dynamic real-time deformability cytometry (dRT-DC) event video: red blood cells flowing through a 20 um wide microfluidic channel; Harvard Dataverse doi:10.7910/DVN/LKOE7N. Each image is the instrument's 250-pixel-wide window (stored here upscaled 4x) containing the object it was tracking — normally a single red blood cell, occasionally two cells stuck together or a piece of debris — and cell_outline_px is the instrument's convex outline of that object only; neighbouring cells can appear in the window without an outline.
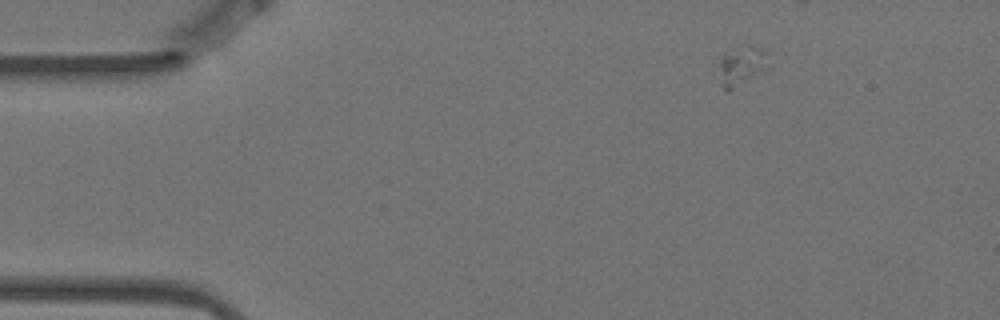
{"species": "Egyptian fruit bat (a non-hibernating species)", "species_latin": "Rousettus aegyptiacus", "temperature_condition": "warm", "stored_images_in_passage": 10, "camera_frame_rate_fps": 3000, "um_per_image_px": 0.085, "animal": {"sex": "female"}, "frame": {"image": 1, "passage_image": 1, "time_ms": 0.0, "image_size_px": [1000, 320], "cell_outline_px": [[772, 68], [728, 92], [720, 84], [720, 56], [724, 52], [748, 44], [752, 44], [760, 48], [764, 52], [772, 64]], "centroid_in_image_um": [63.1, 5.59], "position_along_channel_um": 21.9, "area_um2": 11.91}}
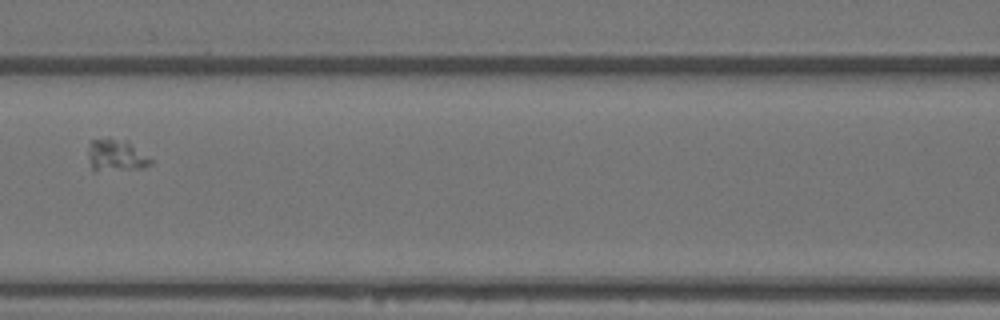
{"frame": {"image": 2, "passage_image": 6, "time_ms": 1.667, "image_size_px": [1000, 320], "cell_outline_px": [[152, 164], [144, 168], [92, 168], [88, 160], [88, 144], [92, 140], [108, 136], [128, 140], [152, 160]], "centroid_in_image_um": [9.86, 13.11], "position_along_channel_um": 156.7, "area_um2": 11.44}}
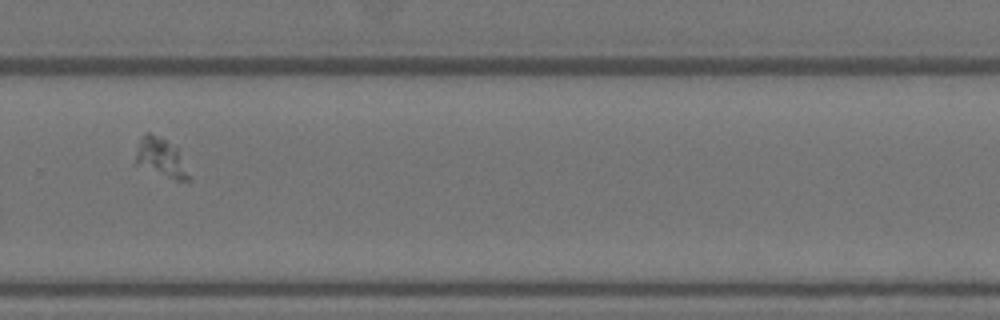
{"frame": {"image": 3, "passage_image": 10, "time_ms": 3.0, "image_size_px": [1000, 320], "cell_outline_px": [[192, 180], [172, 180], [136, 164], [136, 148], [144, 132], [148, 132], [164, 140], [176, 148]], "centroid_in_image_um": [13.66, 13.43], "position_along_channel_um": 316.1, "area_um2": 11.68}}